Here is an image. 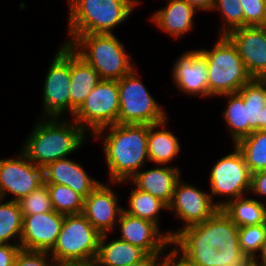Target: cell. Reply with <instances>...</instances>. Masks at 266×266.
<instances>
[{
    "instance_id": "6da1fadb",
    "label": "cell",
    "mask_w": 266,
    "mask_h": 266,
    "mask_svg": "<svg viewBox=\"0 0 266 266\" xmlns=\"http://www.w3.org/2000/svg\"><path fill=\"white\" fill-rule=\"evenodd\" d=\"M90 139L102 142L110 183L129 181L150 162L148 125L114 124L97 131Z\"/></svg>"
},
{
    "instance_id": "7a4b0ae2",
    "label": "cell",
    "mask_w": 266,
    "mask_h": 266,
    "mask_svg": "<svg viewBox=\"0 0 266 266\" xmlns=\"http://www.w3.org/2000/svg\"><path fill=\"white\" fill-rule=\"evenodd\" d=\"M34 123L20 150L42 168L71 156L90 136L76 121L67 117H39Z\"/></svg>"
},
{
    "instance_id": "3957f363",
    "label": "cell",
    "mask_w": 266,
    "mask_h": 266,
    "mask_svg": "<svg viewBox=\"0 0 266 266\" xmlns=\"http://www.w3.org/2000/svg\"><path fill=\"white\" fill-rule=\"evenodd\" d=\"M68 7L69 45L81 34H113V29L128 19L141 0H65Z\"/></svg>"
},
{
    "instance_id": "277c9868",
    "label": "cell",
    "mask_w": 266,
    "mask_h": 266,
    "mask_svg": "<svg viewBox=\"0 0 266 266\" xmlns=\"http://www.w3.org/2000/svg\"><path fill=\"white\" fill-rule=\"evenodd\" d=\"M116 34H81L68 46L91 65L101 80H120L130 73L135 64Z\"/></svg>"
},
{
    "instance_id": "5b68a950",
    "label": "cell",
    "mask_w": 266,
    "mask_h": 266,
    "mask_svg": "<svg viewBox=\"0 0 266 266\" xmlns=\"http://www.w3.org/2000/svg\"><path fill=\"white\" fill-rule=\"evenodd\" d=\"M199 49L207 62L210 98L237 93L252 79L236 46L226 35H219L212 49Z\"/></svg>"
},
{
    "instance_id": "8992f818",
    "label": "cell",
    "mask_w": 266,
    "mask_h": 266,
    "mask_svg": "<svg viewBox=\"0 0 266 266\" xmlns=\"http://www.w3.org/2000/svg\"><path fill=\"white\" fill-rule=\"evenodd\" d=\"M100 236L82 213L65 215L56 244L49 254L57 266L93 263Z\"/></svg>"
},
{
    "instance_id": "52a82bcc",
    "label": "cell",
    "mask_w": 266,
    "mask_h": 266,
    "mask_svg": "<svg viewBox=\"0 0 266 266\" xmlns=\"http://www.w3.org/2000/svg\"><path fill=\"white\" fill-rule=\"evenodd\" d=\"M135 67L118 80L119 114L118 124L150 125L169 118L166 109L149 92Z\"/></svg>"
},
{
    "instance_id": "ba28073f",
    "label": "cell",
    "mask_w": 266,
    "mask_h": 266,
    "mask_svg": "<svg viewBox=\"0 0 266 266\" xmlns=\"http://www.w3.org/2000/svg\"><path fill=\"white\" fill-rule=\"evenodd\" d=\"M232 147V152L215 161L209 174V193L220 209L229 201L248 195L250 191L251 172L239 149L235 145ZM215 196L224 199L215 202Z\"/></svg>"
},
{
    "instance_id": "9c48e42d",
    "label": "cell",
    "mask_w": 266,
    "mask_h": 266,
    "mask_svg": "<svg viewBox=\"0 0 266 266\" xmlns=\"http://www.w3.org/2000/svg\"><path fill=\"white\" fill-rule=\"evenodd\" d=\"M51 60L42 83L41 117L65 118L70 115L71 48L61 44Z\"/></svg>"
},
{
    "instance_id": "30bf717a",
    "label": "cell",
    "mask_w": 266,
    "mask_h": 266,
    "mask_svg": "<svg viewBox=\"0 0 266 266\" xmlns=\"http://www.w3.org/2000/svg\"><path fill=\"white\" fill-rule=\"evenodd\" d=\"M119 107L118 81L100 80L72 119L92 137L97 131L118 124Z\"/></svg>"
},
{
    "instance_id": "8fae6325",
    "label": "cell",
    "mask_w": 266,
    "mask_h": 266,
    "mask_svg": "<svg viewBox=\"0 0 266 266\" xmlns=\"http://www.w3.org/2000/svg\"><path fill=\"white\" fill-rule=\"evenodd\" d=\"M239 228L219 209L204 222L181 229L171 243H207L219 251H241Z\"/></svg>"
},
{
    "instance_id": "7c38bea8",
    "label": "cell",
    "mask_w": 266,
    "mask_h": 266,
    "mask_svg": "<svg viewBox=\"0 0 266 266\" xmlns=\"http://www.w3.org/2000/svg\"><path fill=\"white\" fill-rule=\"evenodd\" d=\"M181 180L182 178L176 184L167 210L172 211L174 217L182 222V226H179L176 231L170 230L171 240L181 229L204 222L220 209L213 202L209 192Z\"/></svg>"
},
{
    "instance_id": "4fadbf2b",
    "label": "cell",
    "mask_w": 266,
    "mask_h": 266,
    "mask_svg": "<svg viewBox=\"0 0 266 266\" xmlns=\"http://www.w3.org/2000/svg\"><path fill=\"white\" fill-rule=\"evenodd\" d=\"M16 157L0 159V198L19 201L44 184V169L19 149Z\"/></svg>"
},
{
    "instance_id": "5bb4252c",
    "label": "cell",
    "mask_w": 266,
    "mask_h": 266,
    "mask_svg": "<svg viewBox=\"0 0 266 266\" xmlns=\"http://www.w3.org/2000/svg\"><path fill=\"white\" fill-rule=\"evenodd\" d=\"M116 229L119 230L118 239L140 247L153 258L159 259L171 248L169 230L161 232L155 223L131 216L125 211L121 212Z\"/></svg>"
},
{
    "instance_id": "9a60e30c",
    "label": "cell",
    "mask_w": 266,
    "mask_h": 266,
    "mask_svg": "<svg viewBox=\"0 0 266 266\" xmlns=\"http://www.w3.org/2000/svg\"><path fill=\"white\" fill-rule=\"evenodd\" d=\"M171 70V81L178 91L190 97H209L207 62L199 48L183 52Z\"/></svg>"
},
{
    "instance_id": "2e32d148",
    "label": "cell",
    "mask_w": 266,
    "mask_h": 266,
    "mask_svg": "<svg viewBox=\"0 0 266 266\" xmlns=\"http://www.w3.org/2000/svg\"><path fill=\"white\" fill-rule=\"evenodd\" d=\"M108 184L100 183L85 199L82 214L89 223L102 234L116 233L123 206L118 202L119 196Z\"/></svg>"
},
{
    "instance_id": "e0dca14e",
    "label": "cell",
    "mask_w": 266,
    "mask_h": 266,
    "mask_svg": "<svg viewBox=\"0 0 266 266\" xmlns=\"http://www.w3.org/2000/svg\"><path fill=\"white\" fill-rule=\"evenodd\" d=\"M226 36L236 46L248 74L252 78L266 79V29L244 26Z\"/></svg>"
},
{
    "instance_id": "ac0fdd59",
    "label": "cell",
    "mask_w": 266,
    "mask_h": 266,
    "mask_svg": "<svg viewBox=\"0 0 266 266\" xmlns=\"http://www.w3.org/2000/svg\"><path fill=\"white\" fill-rule=\"evenodd\" d=\"M64 216L56 211L23 215L20 247L25 250L50 252L56 244Z\"/></svg>"
},
{
    "instance_id": "d6986e66",
    "label": "cell",
    "mask_w": 266,
    "mask_h": 266,
    "mask_svg": "<svg viewBox=\"0 0 266 266\" xmlns=\"http://www.w3.org/2000/svg\"><path fill=\"white\" fill-rule=\"evenodd\" d=\"M182 178L179 167L158 165L139 170L129 181L111 182V185L132 183L137 189L159 198L167 206L171 203L177 182Z\"/></svg>"
},
{
    "instance_id": "ffe728a7",
    "label": "cell",
    "mask_w": 266,
    "mask_h": 266,
    "mask_svg": "<svg viewBox=\"0 0 266 266\" xmlns=\"http://www.w3.org/2000/svg\"><path fill=\"white\" fill-rule=\"evenodd\" d=\"M43 169L45 184H59L70 187L84 198L102 183L89 175L79 162L77 163L75 159L72 160L69 157L51 162Z\"/></svg>"
},
{
    "instance_id": "44dd1931",
    "label": "cell",
    "mask_w": 266,
    "mask_h": 266,
    "mask_svg": "<svg viewBox=\"0 0 266 266\" xmlns=\"http://www.w3.org/2000/svg\"><path fill=\"white\" fill-rule=\"evenodd\" d=\"M167 2L166 6L155 10L149 19L158 30L178 40L192 32L196 21L194 16L199 11L185 0H167Z\"/></svg>"
},
{
    "instance_id": "7402d4cb",
    "label": "cell",
    "mask_w": 266,
    "mask_h": 266,
    "mask_svg": "<svg viewBox=\"0 0 266 266\" xmlns=\"http://www.w3.org/2000/svg\"><path fill=\"white\" fill-rule=\"evenodd\" d=\"M110 234H102L99 239L98 254L95 263L98 266H128L137 261H158L143 249L118 239L110 240ZM110 240V241H108Z\"/></svg>"
},
{
    "instance_id": "603a6c76",
    "label": "cell",
    "mask_w": 266,
    "mask_h": 266,
    "mask_svg": "<svg viewBox=\"0 0 266 266\" xmlns=\"http://www.w3.org/2000/svg\"><path fill=\"white\" fill-rule=\"evenodd\" d=\"M168 120L169 118L162 122L148 125V158L155 165L168 164L169 166V163L174 162L181 151L179 138L173 131L169 130Z\"/></svg>"
},
{
    "instance_id": "cb8c5ba5",
    "label": "cell",
    "mask_w": 266,
    "mask_h": 266,
    "mask_svg": "<svg viewBox=\"0 0 266 266\" xmlns=\"http://www.w3.org/2000/svg\"><path fill=\"white\" fill-rule=\"evenodd\" d=\"M97 71L71 49L70 117L100 82Z\"/></svg>"
},
{
    "instance_id": "d4e9b609",
    "label": "cell",
    "mask_w": 266,
    "mask_h": 266,
    "mask_svg": "<svg viewBox=\"0 0 266 266\" xmlns=\"http://www.w3.org/2000/svg\"><path fill=\"white\" fill-rule=\"evenodd\" d=\"M221 209L238 228L266 223V204L249 194L229 201Z\"/></svg>"
},
{
    "instance_id": "484cf974",
    "label": "cell",
    "mask_w": 266,
    "mask_h": 266,
    "mask_svg": "<svg viewBox=\"0 0 266 266\" xmlns=\"http://www.w3.org/2000/svg\"><path fill=\"white\" fill-rule=\"evenodd\" d=\"M218 97L227 100L225 101V109H223L221 115L234 145L240 139L249 135L246 105H244V99L238 92L224 94Z\"/></svg>"
},
{
    "instance_id": "4316f807",
    "label": "cell",
    "mask_w": 266,
    "mask_h": 266,
    "mask_svg": "<svg viewBox=\"0 0 266 266\" xmlns=\"http://www.w3.org/2000/svg\"><path fill=\"white\" fill-rule=\"evenodd\" d=\"M131 186L127 202L128 208L123 207V211L131 216L153 222L160 228V214L162 210L164 212L168 210V206L159 198L137 189L133 184Z\"/></svg>"
},
{
    "instance_id": "83f0119b",
    "label": "cell",
    "mask_w": 266,
    "mask_h": 266,
    "mask_svg": "<svg viewBox=\"0 0 266 266\" xmlns=\"http://www.w3.org/2000/svg\"><path fill=\"white\" fill-rule=\"evenodd\" d=\"M238 93L242 96L244 105H246L250 135L253 131L259 130L261 112L266 105V79L252 78L240 88Z\"/></svg>"
},
{
    "instance_id": "f1b7e54d",
    "label": "cell",
    "mask_w": 266,
    "mask_h": 266,
    "mask_svg": "<svg viewBox=\"0 0 266 266\" xmlns=\"http://www.w3.org/2000/svg\"><path fill=\"white\" fill-rule=\"evenodd\" d=\"M22 229L23 214L18 201L0 198V244L20 245Z\"/></svg>"
},
{
    "instance_id": "f546056e",
    "label": "cell",
    "mask_w": 266,
    "mask_h": 266,
    "mask_svg": "<svg viewBox=\"0 0 266 266\" xmlns=\"http://www.w3.org/2000/svg\"><path fill=\"white\" fill-rule=\"evenodd\" d=\"M251 174L266 170V130H255L234 144Z\"/></svg>"
},
{
    "instance_id": "4dcf8cb0",
    "label": "cell",
    "mask_w": 266,
    "mask_h": 266,
    "mask_svg": "<svg viewBox=\"0 0 266 266\" xmlns=\"http://www.w3.org/2000/svg\"><path fill=\"white\" fill-rule=\"evenodd\" d=\"M53 210L63 215L80 214L84 208V197L70 187L46 184Z\"/></svg>"
},
{
    "instance_id": "1f68e13d",
    "label": "cell",
    "mask_w": 266,
    "mask_h": 266,
    "mask_svg": "<svg viewBox=\"0 0 266 266\" xmlns=\"http://www.w3.org/2000/svg\"><path fill=\"white\" fill-rule=\"evenodd\" d=\"M171 247L194 266H217L218 249L207 243H171Z\"/></svg>"
},
{
    "instance_id": "d6a6232c",
    "label": "cell",
    "mask_w": 266,
    "mask_h": 266,
    "mask_svg": "<svg viewBox=\"0 0 266 266\" xmlns=\"http://www.w3.org/2000/svg\"><path fill=\"white\" fill-rule=\"evenodd\" d=\"M218 11L222 24L218 30L219 35H227L230 31L244 27L243 7L239 0H215L212 12Z\"/></svg>"
},
{
    "instance_id": "836d02e7",
    "label": "cell",
    "mask_w": 266,
    "mask_h": 266,
    "mask_svg": "<svg viewBox=\"0 0 266 266\" xmlns=\"http://www.w3.org/2000/svg\"><path fill=\"white\" fill-rule=\"evenodd\" d=\"M239 247L252 260L258 258L266 234V223L239 227Z\"/></svg>"
},
{
    "instance_id": "e575fe53",
    "label": "cell",
    "mask_w": 266,
    "mask_h": 266,
    "mask_svg": "<svg viewBox=\"0 0 266 266\" xmlns=\"http://www.w3.org/2000/svg\"><path fill=\"white\" fill-rule=\"evenodd\" d=\"M23 215H34L53 211L51 199L44 183L18 201Z\"/></svg>"
},
{
    "instance_id": "d590c367",
    "label": "cell",
    "mask_w": 266,
    "mask_h": 266,
    "mask_svg": "<svg viewBox=\"0 0 266 266\" xmlns=\"http://www.w3.org/2000/svg\"><path fill=\"white\" fill-rule=\"evenodd\" d=\"M14 266H57L49 252L25 250L20 248Z\"/></svg>"
},
{
    "instance_id": "8d00e7d4",
    "label": "cell",
    "mask_w": 266,
    "mask_h": 266,
    "mask_svg": "<svg viewBox=\"0 0 266 266\" xmlns=\"http://www.w3.org/2000/svg\"><path fill=\"white\" fill-rule=\"evenodd\" d=\"M243 7L244 26H261L265 0H239Z\"/></svg>"
},
{
    "instance_id": "74e56055",
    "label": "cell",
    "mask_w": 266,
    "mask_h": 266,
    "mask_svg": "<svg viewBox=\"0 0 266 266\" xmlns=\"http://www.w3.org/2000/svg\"><path fill=\"white\" fill-rule=\"evenodd\" d=\"M252 261L243 251L217 252V266H248Z\"/></svg>"
},
{
    "instance_id": "f35d334b",
    "label": "cell",
    "mask_w": 266,
    "mask_h": 266,
    "mask_svg": "<svg viewBox=\"0 0 266 266\" xmlns=\"http://www.w3.org/2000/svg\"><path fill=\"white\" fill-rule=\"evenodd\" d=\"M249 195L261 198L259 201L264 202L266 199V170L251 174V185ZM262 200V201H261Z\"/></svg>"
},
{
    "instance_id": "ab89813d",
    "label": "cell",
    "mask_w": 266,
    "mask_h": 266,
    "mask_svg": "<svg viewBox=\"0 0 266 266\" xmlns=\"http://www.w3.org/2000/svg\"><path fill=\"white\" fill-rule=\"evenodd\" d=\"M170 249L171 250H167V253L158 259L157 266H194L188 263L172 247Z\"/></svg>"
},
{
    "instance_id": "60d3db41",
    "label": "cell",
    "mask_w": 266,
    "mask_h": 266,
    "mask_svg": "<svg viewBox=\"0 0 266 266\" xmlns=\"http://www.w3.org/2000/svg\"><path fill=\"white\" fill-rule=\"evenodd\" d=\"M20 245L0 244V266H14Z\"/></svg>"
},
{
    "instance_id": "b9f144b4",
    "label": "cell",
    "mask_w": 266,
    "mask_h": 266,
    "mask_svg": "<svg viewBox=\"0 0 266 266\" xmlns=\"http://www.w3.org/2000/svg\"><path fill=\"white\" fill-rule=\"evenodd\" d=\"M185 1H187L197 11L199 10V12L200 11L211 12L215 4V0H185Z\"/></svg>"
},
{
    "instance_id": "7bdbcfd3",
    "label": "cell",
    "mask_w": 266,
    "mask_h": 266,
    "mask_svg": "<svg viewBox=\"0 0 266 266\" xmlns=\"http://www.w3.org/2000/svg\"><path fill=\"white\" fill-rule=\"evenodd\" d=\"M258 256L260 257V259L258 257V258H255L253 261L266 266V234H265V239L263 241L261 251Z\"/></svg>"
},
{
    "instance_id": "ee69618b",
    "label": "cell",
    "mask_w": 266,
    "mask_h": 266,
    "mask_svg": "<svg viewBox=\"0 0 266 266\" xmlns=\"http://www.w3.org/2000/svg\"><path fill=\"white\" fill-rule=\"evenodd\" d=\"M158 261H137L128 266H157Z\"/></svg>"
},
{
    "instance_id": "f6af8a7d",
    "label": "cell",
    "mask_w": 266,
    "mask_h": 266,
    "mask_svg": "<svg viewBox=\"0 0 266 266\" xmlns=\"http://www.w3.org/2000/svg\"><path fill=\"white\" fill-rule=\"evenodd\" d=\"M261 121H259V130H266V105L261 112Z\"/></svg>"
},
{
    "instance_id": "bcb514c9",
    "label": "cell",
    "mask_w": 266,
    "mask_h": 266,
    "mask_svg": "<svg viewBox=\"0 0 266 266\" xmlns=\"http://www.w3.org/2000/svg\"><path fill=\"white\" fill-rule=\"evenodd\" d=\"M261 27L266 29V0L264 4V12H263V17H262Z\"/></svg>"
},
{
    "instance_id": "7dc6e473",
    "label": "cell",
    "mask_w": 266,
    "mask_h": 266,
    "mask_svg": "<svg viewBox=\"0 0 266 266\" xmlns=\"http://www.w3.org/2000/svg\"><path fill=\"white\" fill-rule=\"evenodd\" d=\"M58 266H90V263L88 264H61Z\"/></svg>"
},
{
    "instance_id": "c3c4849f",
    "label": "cell",
    "mask_w": 266,
    "mask_h": 266,
    "mask_svg": "<svg viewBox=\"0 0 266 266\" xmlns=\"http://www.w3.org/2000/svg\"><path fill=\"white\" fill-rule=\"evenodd\" d=\"M248 266H264V265L259 264V263L255 262V261H252Z\"/></svg>"
},
{
    "instance_id": "681fc988",
    "label": "cell",
    "mask_w": 266,
    "mask_h": 266,
    "mask_svg": "<svg viewBox=\"0 0 266 266\" xmlns=\"http://www.w3.org/2000/svg\"><path fill=\"white\" fill-rule=\"evenodd\" d=\"M90 266H98L95 262L90 263Z\"/></svg>"
}]
</instances>
